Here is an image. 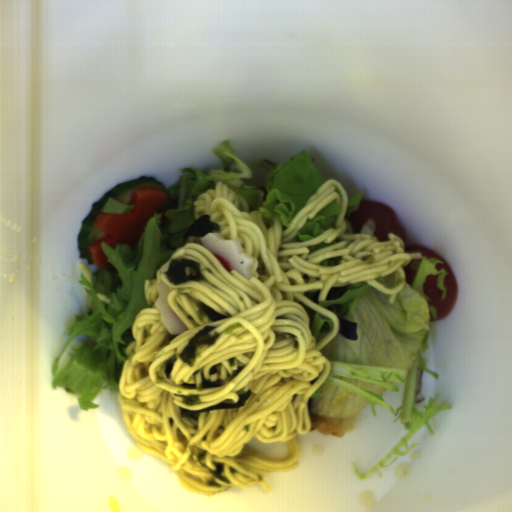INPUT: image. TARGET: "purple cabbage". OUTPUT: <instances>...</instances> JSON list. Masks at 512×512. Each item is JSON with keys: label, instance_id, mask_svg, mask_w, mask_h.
Returning <instances> with one entry per match:
<instances>
[{"label": "purple cabbage", "instance_id": "purple-cabbage-1", "mask_svg": "<svg viewBox=\"0 0 512 512\" xmlns=\"http://www.w3.org/2000/svg\"><path fill=\"white\" fill-rule=\"evenodd\" d=\"M336 316H337V320H338V324H339V329H338L337 334L342 335L352 341H355L356 339H358V335H357L358 324H357V322L350 321V320L345 319L337 314H336Z\"/></svg>", "mask_w": 512, "mask_h": 512}]
</instances>
